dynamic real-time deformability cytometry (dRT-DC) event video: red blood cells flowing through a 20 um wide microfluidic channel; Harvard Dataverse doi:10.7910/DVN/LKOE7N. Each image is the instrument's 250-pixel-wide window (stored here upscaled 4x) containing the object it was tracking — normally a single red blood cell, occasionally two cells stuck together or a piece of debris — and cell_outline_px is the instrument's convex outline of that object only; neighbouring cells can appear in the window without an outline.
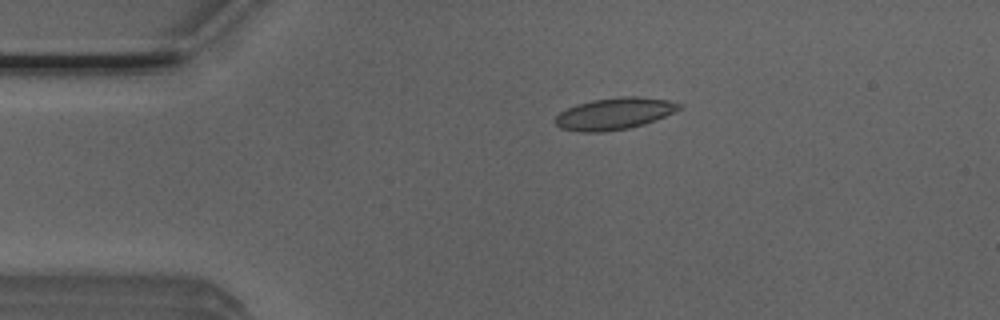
{"species": "Egyptian fruit bat (a non-hibernating species)", "species_latin": "Rousettus aegyptiacus", "temperature_condition": "room temperature", "stored_images_in_passage": 36, "camera_frame_rate_fps": 3000, "um_per_image_px": 0.085, "animal": {"sex": "male"}, "frame": {"image": 1, "passage_image": 1, "time_ms": 0.0, "image_size_px": [1000, 320], "cell_outline_px": [[684, 108], [644, 124], [628, 128], [604, 132], [580, 132], [560, 128], [556, 124], [556, 116], [560, 112], [576, 104], [592, 100], [620, 96], [636, 96], [668, 100], [684, 104]], "centroid_in_image_um": [52.25, 9.65], "position_along_channel_um": 32.8, "area_um2": 23.0}}
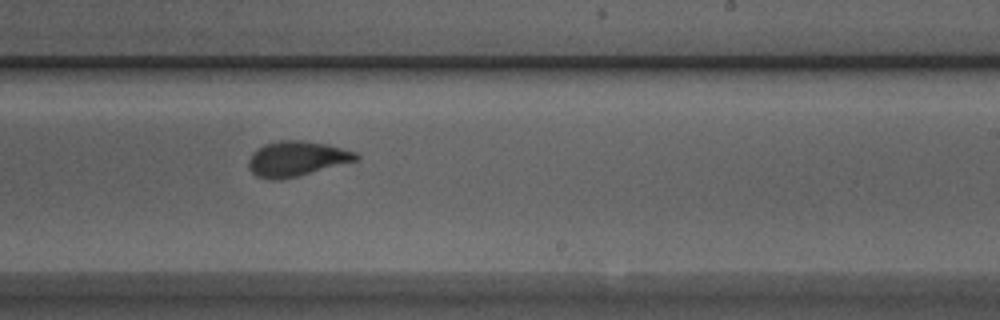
{"frame": {"image": 2, "passage_image": 22, "time_ms": 7.0, "image_size_px": [1000, 320], "cell_outline_px": [[360, 160], [280, 180], [268, 180], [256, 176], [248, 168], [248, 160], [252, 152], [256, 148], [264, 144], [280, 140], [300, 140], [328, 144], [356, 152], [360, 156]], "centroid_in_image_um": [25.2, 13.49], "position_along_channel_um": 263.8, "area_um2": 22.2}}
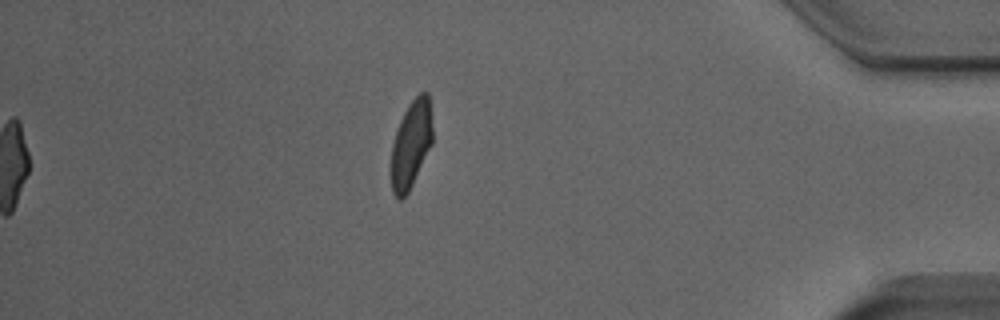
{"frame": {"image": 3, "passage_image": 36, "time_ms": 11.667, "image_size_px": [1000, 320], "cell_outline_px": [[432, 144], [408, 192], [400, 200], [392, 192], [392, 144], [400, 120], [408, 104], [420, 92], [428, 92], [432, 128]], "centroid_in_image_um": [34.95, 12.23], "position_along_channel_um": 400.3, "area_um2": 20.69}, "authors_computed_cell_mechanics": {"area_um2": 22.2241, "velocity_mm_per_s": 3.8824, "shape_relaxation_time_tau1_ms": 3.6603, "shape_relaxation_time_tau2_ms": 0.598, "deformation_change_tau1": 0.1342, "deformation_change_tau2": 0.0529}}